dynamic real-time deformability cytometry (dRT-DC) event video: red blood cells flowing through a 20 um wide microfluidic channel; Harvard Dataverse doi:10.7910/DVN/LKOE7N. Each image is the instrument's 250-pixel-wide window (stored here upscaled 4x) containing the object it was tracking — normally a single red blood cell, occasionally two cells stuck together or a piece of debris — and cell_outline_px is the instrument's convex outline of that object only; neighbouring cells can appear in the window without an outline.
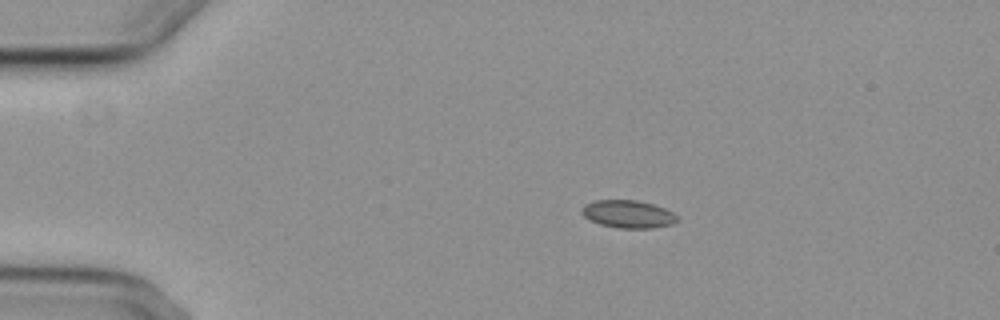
{"species": "common noctule bat (a hibernating species)", "species_latin": "Nyctalus noctula", "temperature_condition": "cold", "stored_images_in_passage": 5, "camera_frame_rate_fps": 3000, "um_per_image_px": 0.085, "animal": {"sex": "female", "body_mass_g": 29.2, "forearm_length_mm": 56.3}, "frame": {"image": 1, "passage_image": 2, "time_ms": 2.333, "image_size_px": [1000, 320], "cell_outline_px": [[680, 220], [672, 224], [652, 228], [616, 228], [600, 224], [588, 220], [580, 212], [580, 208], [584, 204], [596, 200], [636, 200], [652, 204], [664, 208], [672, 212]], "centroid_in_image_um": [53.35, 18.2], "position_along_channel_um": 31.7, "area_um2": 15.55}}
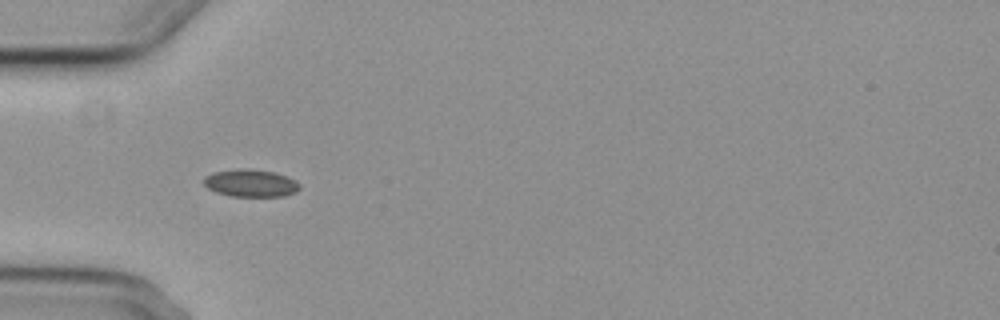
{"frame": {"image": 2, "passage_image": 4, "time_ms": 4.667, "image_size_px": [1000, 320], "cell_outline_px": [[300, 188], [296, 192], [284, 196], [232, 196], [216, 192], [208, 188], [204, 184], [204, 176], [212, 172], [244, 168], [248, 168], [272, 172], [284, 176], [300, 184]], "centroid_in_image_um": [21.27, 15.57], "position_along_channel_um": 63.7, "area_um2": 15.14}}
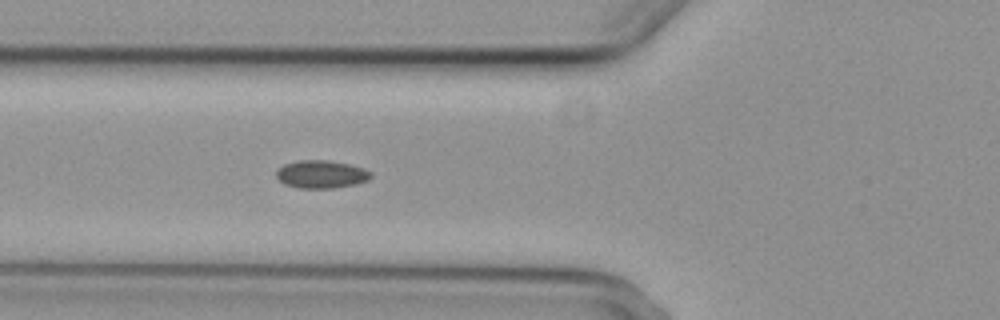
{"frame": {"image": 3, "passage_image": 5, "time_ms": 5.667, "image_size_px": [1000, 320], "cell_outline_px": [[372, 176], [368, 180], [356, 184], [332, 188], [300, 188], [284, 184], [276, 176], [276, 172], [284, 164], [300, 160], [328, 160], [348, 164], [364, 168], [372, 172]], "centroid_in_image_um": [27.33, 14.81], "position_along_channel_um": 98.5, "area_um2": 15.32}}